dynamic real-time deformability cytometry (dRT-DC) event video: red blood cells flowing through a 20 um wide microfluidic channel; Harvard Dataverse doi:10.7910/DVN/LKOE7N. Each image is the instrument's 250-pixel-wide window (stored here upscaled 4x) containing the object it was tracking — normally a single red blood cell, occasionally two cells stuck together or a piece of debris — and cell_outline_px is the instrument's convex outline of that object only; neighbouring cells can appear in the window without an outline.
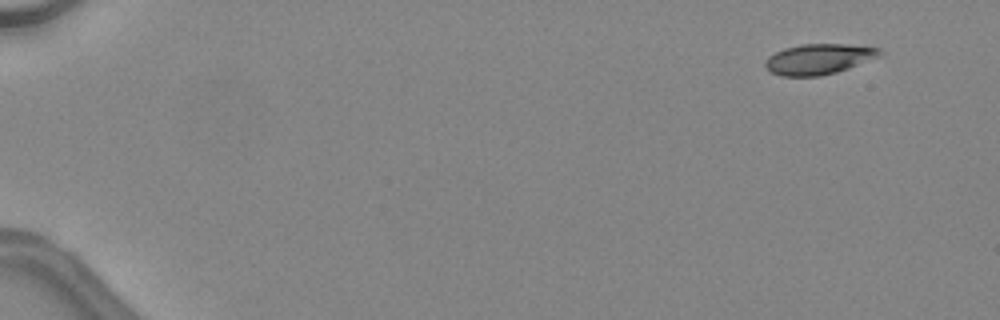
{"species": "common noctule bat (a hibernating species)", "species_latin": "Nyctalus noctula", "temperature_condition": "warm", "stored_images_in_passage": 44, "camera_frame_rate_fps": 3000, "um_per_image_px": 0.085, "animal": {"sex": "female", "body_mass_g": 24.6, "forearm_length_mm": 56.2}, "frame": {"image": 1, "passage_image": 1, "time_ms": 0.0, "image_size_px": [1000, 320], "cell_outline_px": [[884, 52], [880, 56], [848, 68], [836, 72], [820, 76], [780, 76], [772, 72], [764, 64], [764, 60], [768, 56], [784, 48], [800, 44], [844, 44], [880, 48]], "centroid_in_image_um": [69.58, 5.01], "position_along_channel_um": 15.4, "area_um2": 20.29}}
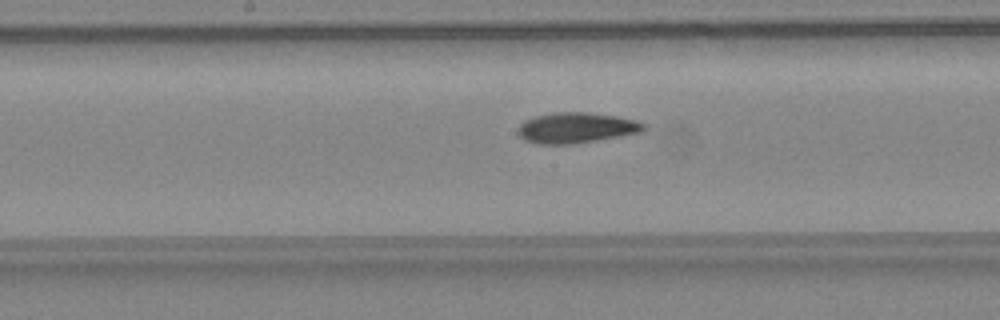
{"frame": {"image": 2, "passage_image": 24, "time_ms": 7.667, "image_size_px": [1000, 320], "cell_outline_px": [[648, 128], [640, 132], [596, 140], [572, 144], [536, 144], [524, 140], [516, 132], [520, 124], [524, 120], [536, 116], [556, 112], [588, 112], [616, 116], [632, 120], [644, 124]], "centroid_in_image_um": [48.92, 10.86], "position_along_channel_um": 199.3, "area_um2": 22.25}}
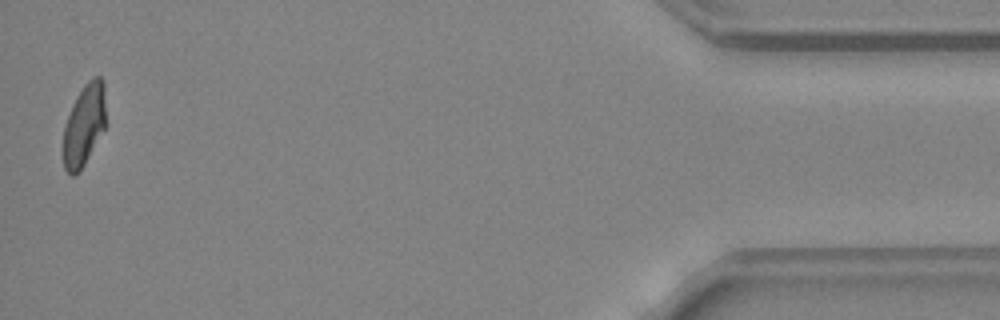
{"frame": {"image": 3, "passage_image": 44, "time_ms": 14.333, "image_size_px": [1000, 320], "cell_outline_px": [[104, 128], [80, 172], [72, 176], [64, 168], [64, 128], [72, 104], [76, 96], [84, 84], [92, 76], [100, 76], [104, 80]], "centroid_in_image_um": [7.14, 10.6], "position_along_channel_um": 428.1, "area_um2": 19.94}, "authors_computed_cell_mechanics": {"area_um2": 21.5305, "velocity_mm_per_s": 4.5536, "shape_relaxation_time_tau1_ms": 8.038, "shape_relaxation_time_tau2_ms": 2.9161, "deformation_change_tau1": 0.2262, "deformation_change_tau2": 0.0947}}